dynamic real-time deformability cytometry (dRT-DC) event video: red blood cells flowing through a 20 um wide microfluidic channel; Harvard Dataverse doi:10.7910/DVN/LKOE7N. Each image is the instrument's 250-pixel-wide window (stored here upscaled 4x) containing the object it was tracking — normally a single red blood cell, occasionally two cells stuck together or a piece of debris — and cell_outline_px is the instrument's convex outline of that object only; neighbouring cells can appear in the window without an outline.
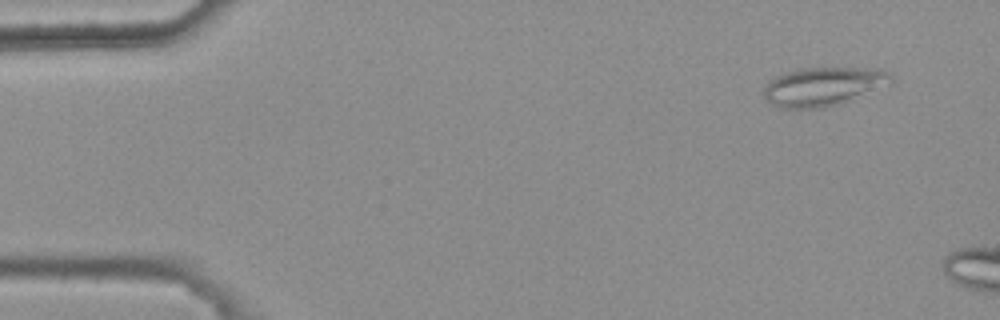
{"species": "common noctule bat (a hibernating species)", "species_latin": "Nyctalus noctula", "temperature_condition": "warm", "stored_images_in_passage": 3, "camera_frame_rate_fps": 3000, "um_per_image_px": 0.085, "animal": {"sex": "female", "body_mass_g": 25.1}, "frame": {"image": 1, "passage_image": 1, "time_ms": 0.0, "image_size_px": [1000, 320], "cell_outline_px": [[892, 84], [836, 104], [820, 108], [780, 108], [772, 104], [764, 96], [764, 84], [776, 76], [784, 72], [796, 68], [880, 68], [888, 72], [892, 76]], "centroid_in_image_um": [69.96, 7.33], "position_along_channel_um": 15.0, "area_um2": 28.67}}